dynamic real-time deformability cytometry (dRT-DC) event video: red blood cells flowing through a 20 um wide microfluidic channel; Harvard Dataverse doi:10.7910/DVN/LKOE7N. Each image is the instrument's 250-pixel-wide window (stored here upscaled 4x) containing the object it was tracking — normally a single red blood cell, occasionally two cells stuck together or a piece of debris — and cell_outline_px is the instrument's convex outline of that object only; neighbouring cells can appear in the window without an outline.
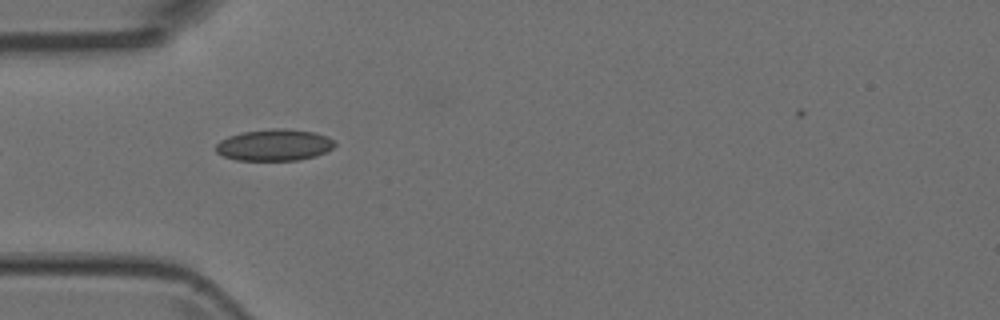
{"species": "Egyptian fruit bat (a non-hibernating species)", "species_latin": "Rousettus aegyptiacus", "temperature_condition": "room temperature", "stored_images_in_passage": 6, "camera_frame_rate_fps": 3000, "um_per_image_px": 0.085, "animal": {"sex": "female"}, "frame": {"image": 1, "passage_image": 5, "time_ms": 1.333, "image_size_px": [1000, 320], "cell_outline_px": [[336, 144], [332, 148], [316, 156], [300, 160], [236, 160], [224, 156], [216, 152], [216, 144], [220, 140], [228, 136], [240, 132], [272, 128], [280, 128], [316, 132], [328, 136], [336, 140]], "centroid_in_image_um": [23.33, 12.31], "position_along_channel_um": 61.7, "area_um2": 22.08}}
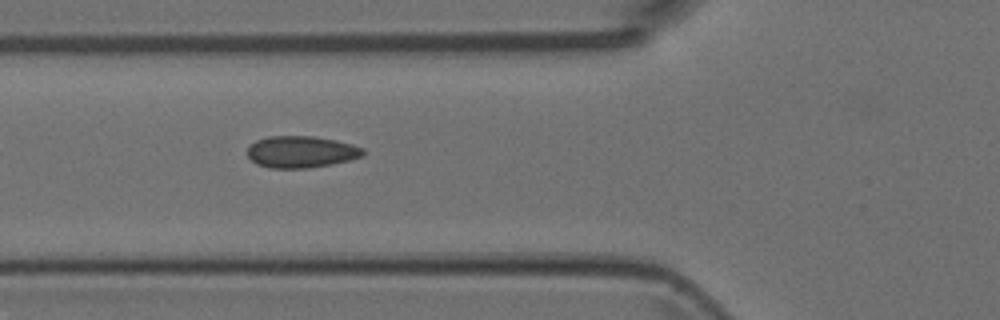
{"frame": {"image": 2, "passage_image": 6, "time_ms": 1.667, "image_size_px": [1000, 320], "cell_outline_px": [[364, 156], [332, 164], [308, 168], [272, 168], [256, 164], [248, 156], [248, 148], [256, 140], [268, 136], [312, 136], [336, 140], [352, 144], [364, 148]], "centroid_in_image_um": [25.61, 12.9], "position_along_channel_um": 100.2, "area_um2": 21.39}}